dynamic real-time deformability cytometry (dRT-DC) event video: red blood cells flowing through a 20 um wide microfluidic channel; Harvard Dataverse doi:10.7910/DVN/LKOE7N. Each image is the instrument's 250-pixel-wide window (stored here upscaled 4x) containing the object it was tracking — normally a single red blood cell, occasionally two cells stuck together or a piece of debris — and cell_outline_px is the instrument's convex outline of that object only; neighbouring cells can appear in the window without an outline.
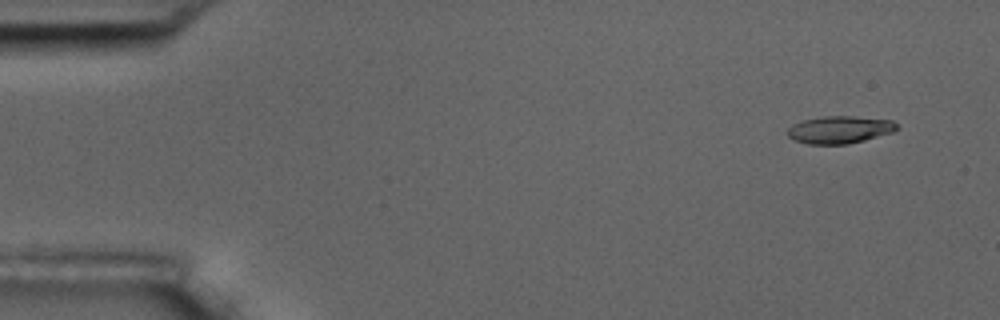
{"species": "common noctule bat (a hibernating species)", "species_latin": "Nyctalus noctula", "temperature_condition": "room temperature", "stored_images_in_passage": 7, "camera_frame_rate_fps": 3000, "um_per_image_px": 0.085, "animal": {"sex": "male", "body_mass_g": 17.5, "forearm_length_mm": 52.3}, "frame": {"image": 1, "passage_image": 1, "time_ms": 0.0, "image_size_px": [1000, 320], "cell_outline_px": [[900, 128], [892, 132], [864, 140], [848, 144], [808, 144], [792, 140], [788, 136], [788, 128], [792, 124], [800, 120], [824, 116], [852, 116], [892, 120]], "centroid_in_image_um": [71.34, 11.02], "position_along_channel_um": 13.7, "area_um2": 17.57}}
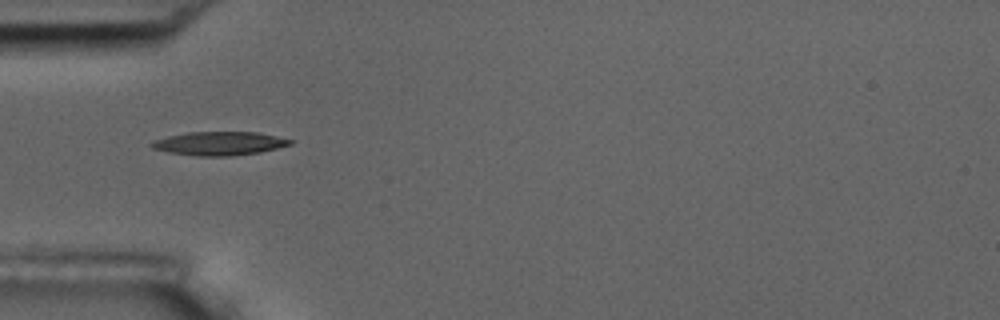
{"frame": {"image": 2, "passage_image": 5, "time_ms": 4.667, "image_size_px": [1000, 320], "cell_outline_px": [[292, 144], [260, 152], [232, 156], [196, 156], [168, 152], [152, 148], [148, 144], [152, 140], [168, 136], [188, 132], [256, 132], [276, 136], [292, 140]], "centroid_in_image_um": [18.59, 12.19], "position_along_channel_um": 66.4, "area_um2": 19.07}}